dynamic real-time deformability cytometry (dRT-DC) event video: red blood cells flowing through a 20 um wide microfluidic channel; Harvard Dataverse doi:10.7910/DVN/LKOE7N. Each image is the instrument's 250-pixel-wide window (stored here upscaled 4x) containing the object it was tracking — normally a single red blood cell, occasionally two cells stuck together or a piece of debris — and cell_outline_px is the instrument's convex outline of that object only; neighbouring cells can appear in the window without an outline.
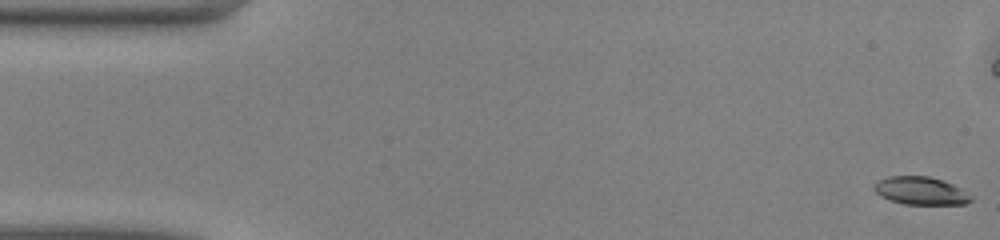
{"species": "common noctule bat (a hibernating species)", "species_latin": "Nyctalus noctula", "temperature_condition": "warm", "stored_images_in_passage": 40, "camera_frame_rate_fps": 3000, "um_per_image_px": 0.085, "animal": {"sex": "male", "body_mass_g": 13.0, "forearm_length_mm": 53.1}, "frame": {"image": 1, "passage_image": 1, "time_ms": 0.0, "image_size_px": [1000, 240], "cell_outline_px": [[972, 200], [964, 204], [904, 204], [880, 196], [872, 188], [872, 184], [888, 176], [928, 176], [952, 184], [960, 188], [972, 196]], "centroid_in_image_um": [78.23, 16.21], "position_along_channel_um": 6.8, "area_um2": 15.61}}
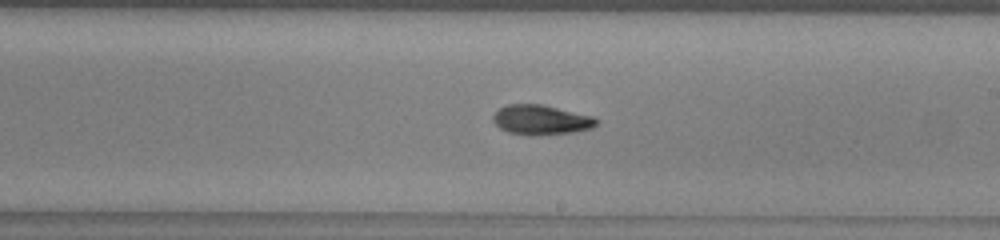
{"frame": {"image": 2, "passage_image": 28, "time_ms": 9.0, "image_size_px": [1000, 240], "cell_outline_px": [[600, 120], [592, 128], [572, 132], [540, 136], [528, 136], [508, 132], [500, 128], [492, 120], [492, 116], [500, 108], [508, 104], [540, 104], [592, 116]], "centroid_in_image_um": [45.97, 10.21], "position_along_channel_um": 243.0, "area_um2": 17.98}}
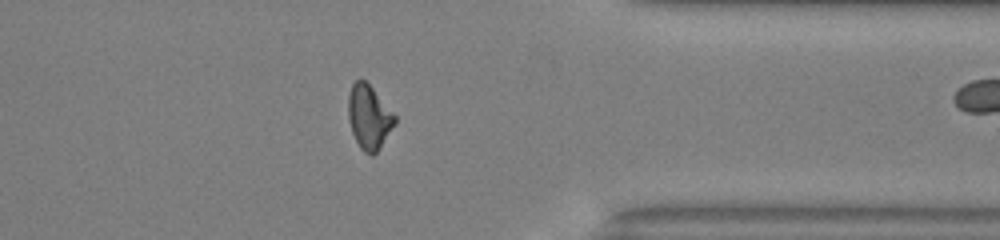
{"frame": {"image": 3, "passage_image": 39, "time_ms": 12.667, "image_size_px": [1000, 240], "cell_outline_px": [[396, 124], [376, 152], [372, 156], [364, 152], [360, 148], [352, 132], [348, 116], [348, 96], [352, 84], [360, 76], [372, 88], [396, 116]], "centroid_in_image_um": [31.36, 9.94], "position_along_channel_um": 380.0, "area_um2": 17.28}}